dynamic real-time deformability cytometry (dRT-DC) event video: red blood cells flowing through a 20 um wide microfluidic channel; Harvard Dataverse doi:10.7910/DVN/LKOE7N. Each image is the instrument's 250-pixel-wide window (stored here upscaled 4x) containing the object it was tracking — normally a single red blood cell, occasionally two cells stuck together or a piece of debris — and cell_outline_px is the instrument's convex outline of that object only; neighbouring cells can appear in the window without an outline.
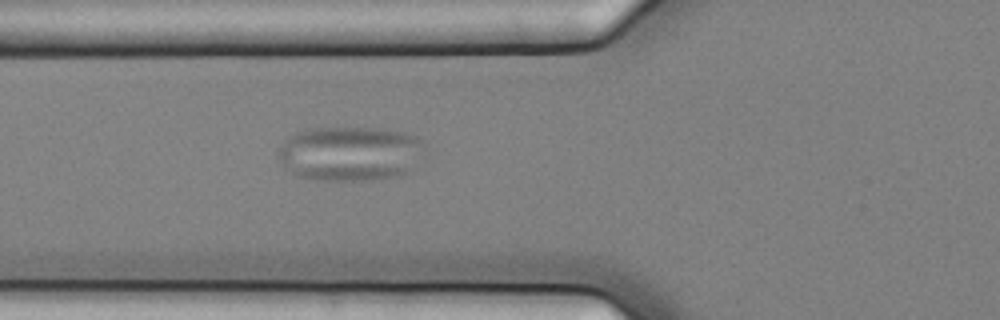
{"species": "common noctule bat (a hibernating species)", "species_latin": "Nyctalus noctula", "temperature_condition": "cold", "stored_images_in_passage": 2, "camera_frame_rate_fps": 3000, "um_per_image_px": 0.085, "animal": {"sex": "female", "body_mass_g": 25.1}, "frame": {"image": 1, "passage_image": 2, "time_ms": 0.333, "image_size_px": [1000, 320], "cell_outline_px": [[420, 140], [404, 172], [396, 176], [364, 180], [312, 180], [296, 176], [276, 156], [276, 152], [284, 140], [296, 132], [312, 128], [384, 128], [404, 132], [416, 136]], "centroid_in_image_um": [29.54, 13.03], "position_along_channel_um": 96.3, "area_um2": 45.2}}